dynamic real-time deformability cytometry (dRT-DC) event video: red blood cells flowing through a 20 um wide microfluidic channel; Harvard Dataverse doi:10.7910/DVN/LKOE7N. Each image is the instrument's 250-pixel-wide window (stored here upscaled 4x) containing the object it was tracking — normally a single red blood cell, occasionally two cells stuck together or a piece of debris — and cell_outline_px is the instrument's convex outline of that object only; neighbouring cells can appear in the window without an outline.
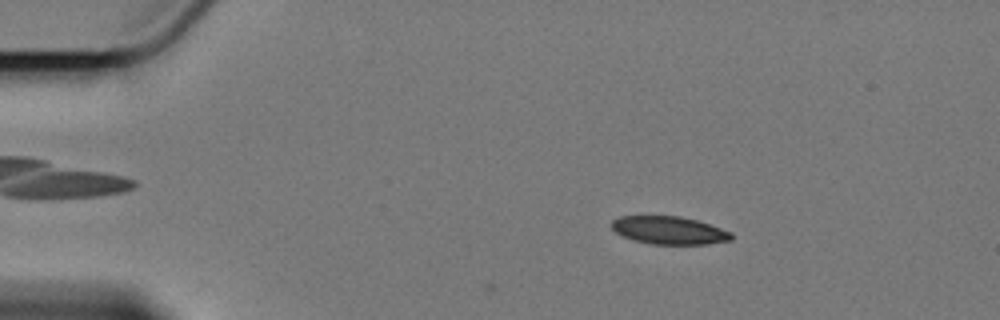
{"species": "Egyptian fruit bat (a non-hibernating species)", "species_latin": "Rousettus aegyptiacus", "temperature_condition": "cold", "stored_images_in_passage": 10, "camera_frame_rate_fps": 3000, "um_per_image_px": 0.085, "animal": {"sex": "female"}, "frame": {"image": 1, "passage_image": 10, "time_ms": 3.0, "image_size_px": [1000, 320], "cell_outline_px": [[732, 240], [708, 244], [652, 244], [636, 240], [624, 236], [616, 232], [612, 228], [612, 220], [620, 216], [680, 216], [696, 220], [732, 232]], "centroid_in_image_um": [56.89, 19.57], "position_along_channel_um": 28.1, "area_um2": 19.25}}